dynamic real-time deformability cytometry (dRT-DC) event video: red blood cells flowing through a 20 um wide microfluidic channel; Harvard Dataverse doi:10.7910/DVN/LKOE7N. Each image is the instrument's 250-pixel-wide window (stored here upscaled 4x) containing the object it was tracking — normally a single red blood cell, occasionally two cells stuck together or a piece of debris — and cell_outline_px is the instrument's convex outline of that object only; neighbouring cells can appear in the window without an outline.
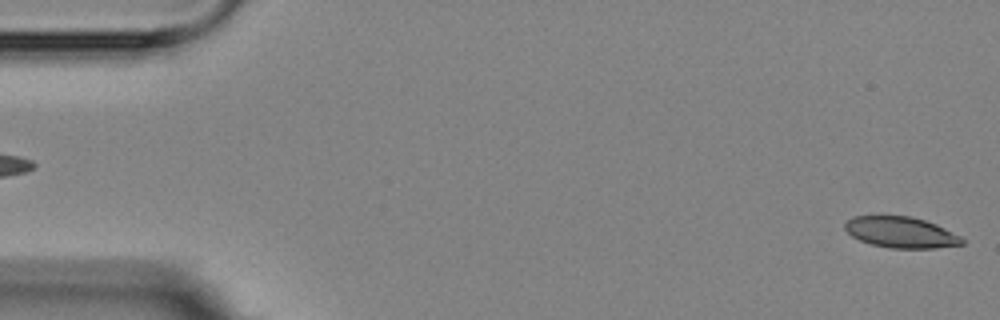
{"species": "Egyptian fruit bat (a non-hibernating species)", "species_latin": "Rousettus aegyptiacus", "temperature_condition": "room temperature", "stored_images_in_passage": 5, "segment_of_instrument_passage": [2, 2], "camera_frame_rate_fps": 3000, "um_per_image_px": 0.085, "animal": {"sex": "female"}, "frame": {"image": 1, "passage_image": 5, "time_ms": 5.667, "image_size_px": [1000, 320], "cell_outline_px": [[964, 244], [936, 248], [892, 248], [872, 244], [860, 240], [852, 236], [844, 228], [844, 224], [852, 216], [912, 216], [936, 224], [960, 236], [964, 240]], "centroid_in_image_um": [76.58, 19.74], "position_along_channel_um": 8.4, "area_um2": 21.04}}